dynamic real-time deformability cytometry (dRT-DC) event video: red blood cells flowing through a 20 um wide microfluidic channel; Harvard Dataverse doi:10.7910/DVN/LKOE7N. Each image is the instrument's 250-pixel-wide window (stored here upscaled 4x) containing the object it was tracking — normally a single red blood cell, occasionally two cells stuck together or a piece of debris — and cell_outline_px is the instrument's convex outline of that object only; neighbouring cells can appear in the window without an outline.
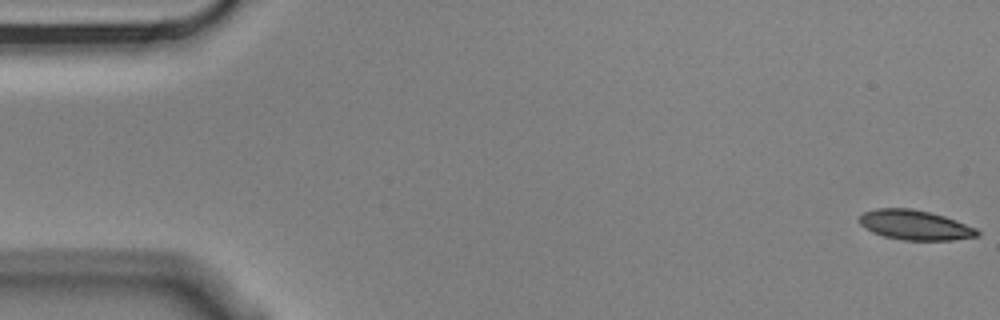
{"species": "Egyptian fruit bat (a non-hibernating species)", "species_latin": "Rousettus aegyptiacus", "temperature_condition": "cold", "stored_images_in_passage": 5, "camera_frame_rate_fps": 3000, "um_per_image_px": 0.085, "animal": {"sex": "male"}, "frame": {"image": 1, "passage_image": 1, "time_ms": 0.0, "image_size_px": [1000, 320], "cell_outline_px": [[980, 236], [952, 240], [904, 240], [884, 236], [872, 232], [864, 228], [860, 224], [860, 216], [864, 212], [876, 208], [912, 208], [944, 216], [956, 220], [976, 228], [980, 232]], "centroid_in_image_um": [77.78, 19.13], "position_along_channel_um": 7.2, "area_um2": 20.46}}